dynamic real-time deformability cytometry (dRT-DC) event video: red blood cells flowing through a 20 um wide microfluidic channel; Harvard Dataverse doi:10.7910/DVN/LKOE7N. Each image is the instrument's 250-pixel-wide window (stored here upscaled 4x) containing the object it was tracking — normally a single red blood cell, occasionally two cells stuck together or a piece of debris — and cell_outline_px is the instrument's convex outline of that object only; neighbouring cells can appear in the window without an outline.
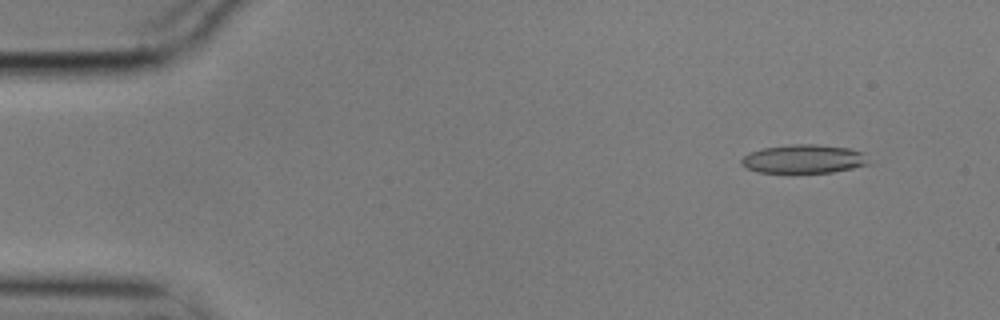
{"species": "common noctule bat (a hibernating species)", "species_latin": "Nyctalus noctula", "temperature_condition": "cold", "stored_images_in_passage": 14, "camera_frame_rate_fps": 3000, "um_per_image_px": 0.085, "animal": {"sex": "male", "body_mass_g": 17.9}, "frame": {"image": 1, "passage_image": 5, "time_ms": 1.333, "image_size_px": [1000, 320], "cell_outline_px": [[872, 164], [832, 172], [796, 176], [792, 176], [756, 172], [744, 168], [740, 164], [740, 160], [748, 152], [764, 148], [788, 144], [816, 144], [848, 148], [864, 152]], "centroid_in_image_um": [68.27, 13.57], "position_along_channel_um": 16.7, "area_um2": 22.66}}